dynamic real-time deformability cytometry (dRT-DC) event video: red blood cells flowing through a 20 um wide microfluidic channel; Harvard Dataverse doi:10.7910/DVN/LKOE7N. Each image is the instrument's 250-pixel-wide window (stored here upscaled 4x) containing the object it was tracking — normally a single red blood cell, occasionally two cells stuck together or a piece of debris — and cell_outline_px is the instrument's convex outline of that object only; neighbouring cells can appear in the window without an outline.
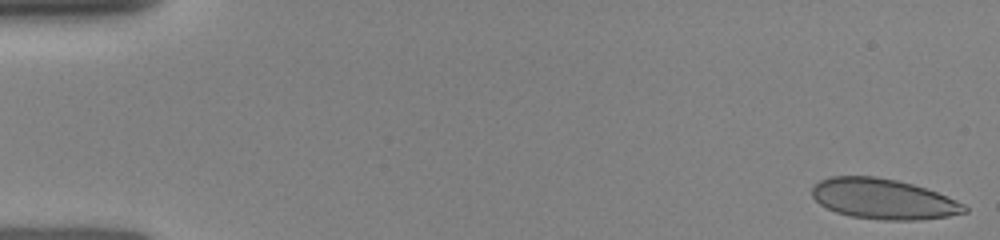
{"species": "human", "species_latin": "Homo sapiens", "temperature_condition": "room temperature", "stored_images_in_passage": 29, "camera_frame_rate_fps": 3000, "um_per_image_px": 0.085, "donor": {"sex": "female"}, "frame": {"image": 1, "passage_image": 1, "time_ms": 0.0, "image_size_px": [1000, 240], "cell_outline_px": [[968, 212], [948, 216], [920, 220], [880, 220], [852, 216], [836, 212], [820, 204], [812, 196], [812, 188], [820, 180], [828, 176], [876, 176], [896, 180], [912, 184], [936, 192], [956, 200], [964, 204], [968, 208]], "centroid_in_image_um": [75.08, 16.91], "position_along_channel_um": 9.9, "area_um2": 35.78}}
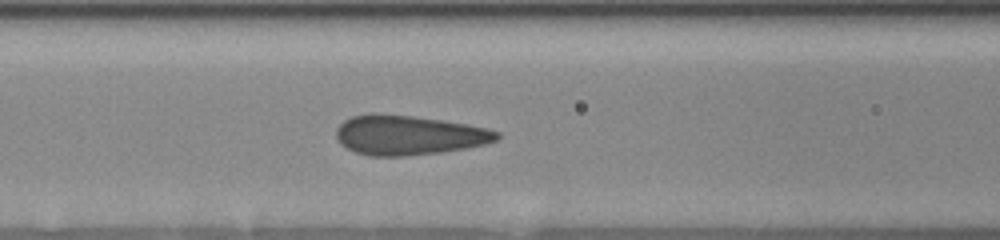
{"frame": {"image": 2, "passage_image": 16, "time_ms": 6.333, "image_size_px": [1000, 240], "cell_outline_px": [[500, 136], [496, 140], [484, 144], [464, 148], [440, 152], [404, 156], [368, 156], [356, 152], [340, 144], [336, 136], [336, 128], [344, 120], [352, 116], [376, 112], [412, 116], [440, 120], [464, 124], [484, 128], [500, 132]], "centroid_in_image_um": [34.67, 11.48], "position_along_channel_um": 131.9, "area_um2": 36.88}}
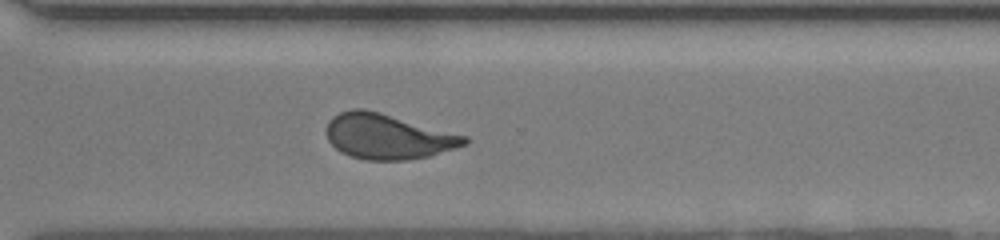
{"frame": {"image": 3, "passage_image": 29, "time_ms": 11.333, "image_size_px": [1000, 240], "cell_outline_px": [[468, 144], [428, 156], [404, 160], [368, 160], [352, 156], [340, 152], [328, 140], [328, 120], [332, 116], [340, 112], [352, 108], [364, 108], [380, 112], [468, 136]], "centroid_in_image_um": [32.96, 11.59], "position_along_channel_um": 337.6, "area_um2": 36.18}}